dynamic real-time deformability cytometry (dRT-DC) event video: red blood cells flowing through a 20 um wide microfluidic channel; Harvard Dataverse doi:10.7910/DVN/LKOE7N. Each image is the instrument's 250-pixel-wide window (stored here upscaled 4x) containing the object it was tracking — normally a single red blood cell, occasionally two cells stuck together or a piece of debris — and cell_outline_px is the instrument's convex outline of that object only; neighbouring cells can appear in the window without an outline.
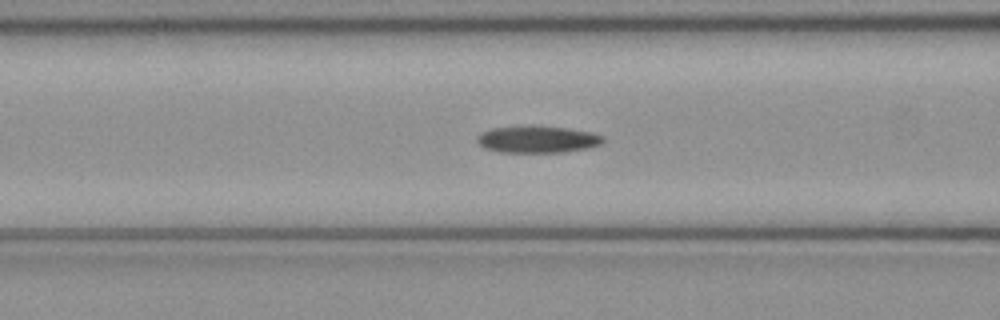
{"species": "common noctule bat (a hibernating species)", "species_latin": "Nyctalus noctula", "temperature_condition": "cold", "stored_images_in_passage": 48, "camera_frame_rate_fps": 3000, "um_per_image_px": 0.085, "animal": {"sex": "female", "body_mass_g": 21.9}, "frame": {"image": 1, "passage_image": 18, "time_ms": 5.667, "image_size_px": [1000, 320], "cell_outline_px": [[604, 144], [588, 148], [564, 152], [500, 152], [484, 148], [476, 140], [476, 136], [480, 132], [492, 128], [528, 124], [568, 128], [592, 132], [604, 136]], "centroid_in_image_um": [45.69, 11.82], "position_along_channel_um": 120.9, "area_um2": 20.35}}
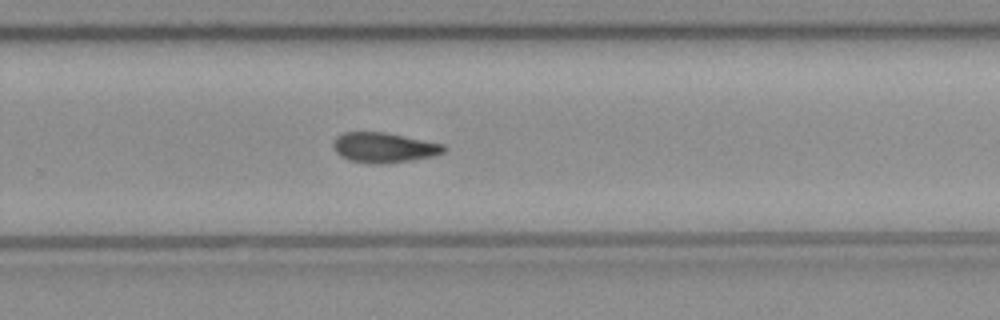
{"frame": {"image": 2, "passage_image": 31, "time_ms": 10.0, "image_size_px": [1000, 320], "cell_outline_px": [[448, 148], [444, 152], [432, 156], [412, 160], [388, 164], [368, 164], [348, 160], [340, 156], [336, 152], [332, 144], [332, 140], [336, 136], [344, 132], [384, 132], [444, 144]], "centroid_in_image_um": [32.6, 12.55], "position_along_channel_um": 297.2, "area_um2": 19.65}}
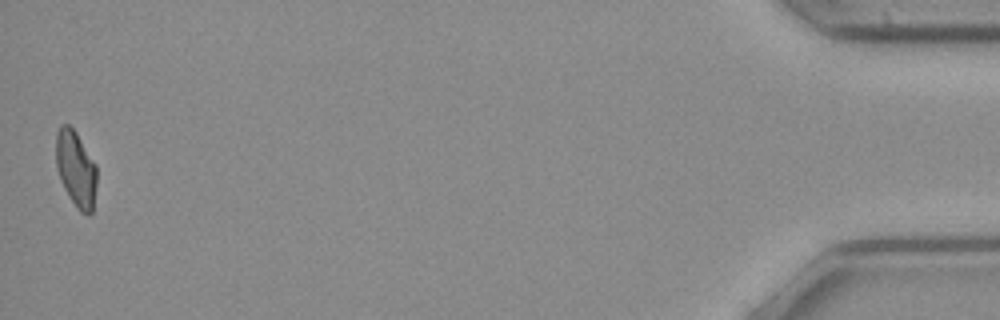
{"frame": {"image": 3, "passage_image": 48, "time_ms": 15.667, "image_size_px": [1000, 320], "cell_outline_px": [[96, 184], [92, 212], [88, 216], [80, 212], [76, 208], [68, 196], [60, 180], [56, 168], [56, 132], [60, 124], [68, 124], [76, 132], [96, 164]], "centroid_in_image_um": [6.43, 14.36], "position_along_channel_um": 428.8, "area_um2": 18.26}}